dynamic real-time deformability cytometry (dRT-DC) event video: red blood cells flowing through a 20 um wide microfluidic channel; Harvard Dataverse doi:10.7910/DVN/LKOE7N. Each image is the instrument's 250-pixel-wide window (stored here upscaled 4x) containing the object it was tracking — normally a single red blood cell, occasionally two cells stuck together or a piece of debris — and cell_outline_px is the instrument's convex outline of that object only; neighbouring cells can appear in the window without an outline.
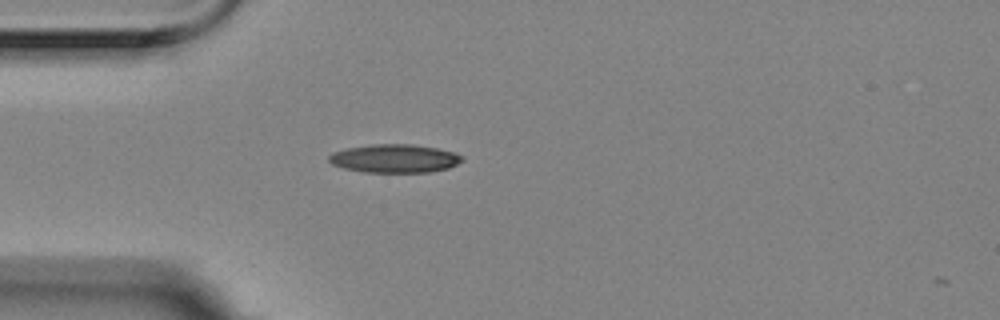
{"species": "Egyptian fruit bat (a non-hibernating species)", "species_latin": "Rousettus aegyptiacus", "temperature_condition": "room temperature", "stored_images_in_passage": 1, "camera_frame_rate_fps": 3000, "um_per_image_px": 0.085, "animal": {"sex": "female"}, "frame": {"image": 1, "passage_image": 1, "time_ms": 0.0, "image_size_px": [1000, 320], "cell_outline_px": [[464, 160], [448, 168], [432, 172], [364, 172], [344, 168], [332, 164], [328, 160], [328, 156], [332, 152], [344, 148], [372, 144], [412, 144], [436, 148], [456, 152], [464, 156]], "centroid_in_image_um": [33.54, 13.46], "position_along_channel_um": 51.5, "area_um2": 22.25}}